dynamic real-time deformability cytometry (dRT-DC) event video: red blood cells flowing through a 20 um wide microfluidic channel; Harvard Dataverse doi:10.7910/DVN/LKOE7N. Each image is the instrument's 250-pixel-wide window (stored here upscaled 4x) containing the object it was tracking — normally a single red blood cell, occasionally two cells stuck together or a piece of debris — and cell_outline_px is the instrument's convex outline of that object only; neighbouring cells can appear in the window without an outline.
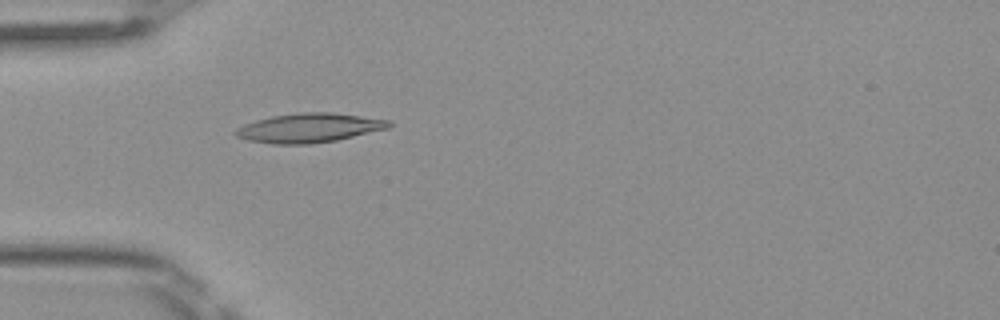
{"species": "Egyptian fruit bat (a non-hibernating species)", "species_latin": "Rousettus aegyptiacus", "temperature_condition": "room temperature", "stored_images_in_passage": 2, "camera_frame_rate_fps": 3000, "um_per_image_px": 0.085, "frame": {"image": 1, "passage_image": 2, "time_ms": 0.333, "image_size_px": [1000, 320], "cell_outline_px": [[392, 124], [388, 128], [336, 140], [308, 144], [272, 144], [248, 140], [236, 136], [232, 132], [236, 128], [244, 124], [256, 120], [272, 116], [300, 112], [332, 112], [392, 120]], "centroid_in_image_um": [26.26, 10.86], "position_along_channel_um": 58.7, "area_um2": 26.13}}